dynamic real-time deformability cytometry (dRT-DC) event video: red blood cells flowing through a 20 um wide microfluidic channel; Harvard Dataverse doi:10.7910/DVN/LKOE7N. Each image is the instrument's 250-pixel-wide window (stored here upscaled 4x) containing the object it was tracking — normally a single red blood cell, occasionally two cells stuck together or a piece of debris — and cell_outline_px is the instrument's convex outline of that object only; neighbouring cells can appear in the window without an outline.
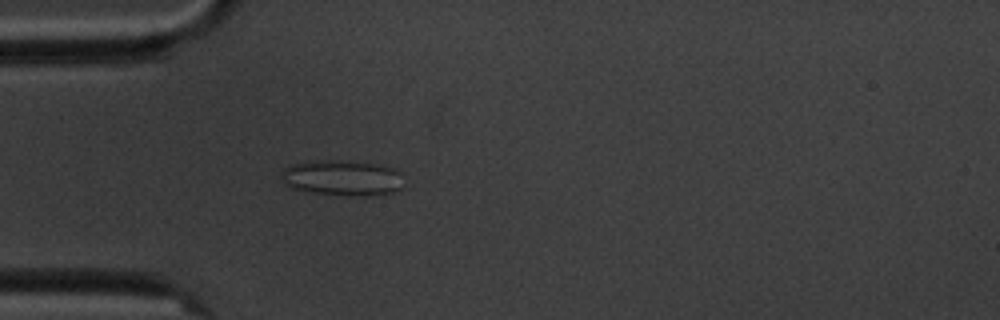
{"species": "common noctule bat (a hibernating species)", "species_latin": "Nyctalus noctula", "temperature_condition": "cold", "stored_images_in_passage": 5, "camera_frame_rate_fps": 3000, "um_per_image_px": 0.085, "animal": {"sex": "male", "body_mass_g": 20.1, "forearm_length_mm": 53.5}, "frame": {"image": 1, "passage_image": 5, "time_ms": 4.667, "image_size_px": [1000, 320], "cell_outline_px": [[400, 188], [392, 192], [348, 196], [312, 192], [292, 188], [284, 184], [280, 176], [284, 168], [288, 164], [316, 160], [340, 160], [384, 164], [400, 172]], "centroid_in_image_um": [29.02, 15.09], "position_along_channel_um": 56.0, "area_um2": 25.32}}